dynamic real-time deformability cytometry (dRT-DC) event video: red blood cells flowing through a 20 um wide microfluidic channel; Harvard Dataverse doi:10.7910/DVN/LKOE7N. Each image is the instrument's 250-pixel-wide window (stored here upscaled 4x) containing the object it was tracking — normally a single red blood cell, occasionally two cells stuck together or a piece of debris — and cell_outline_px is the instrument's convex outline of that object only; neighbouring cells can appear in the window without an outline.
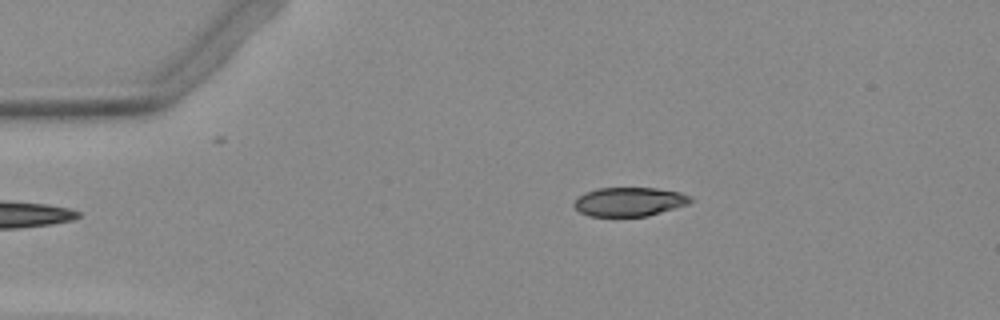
{"species": "Egyptian fruit bat (a non-hibernating species)", "species_latin": "Rousettus aegyptiacus", "temperature_condition": "warm", "stored_images_in_passage": 36, "camera_frame_rate_fps": 3000, "um_per_image_px": 0.085, "animal": {"sex": "female"}, "frame": {"image": 1, "passage_image": 1, "time_ms": 0.0, "image_size_px": [1000, 320], "cell_outline_px": [[692, 200], [688, 204], [648, 216], [588, 216], [580, 212], [572, 204], [584, 192], [600, 188], [656, 188], [680, 192], [692, 196]], "centroid_in_image_um": [53.5, 17.14], "position_along_channel_um": 31.5, "area_um2": 19.59}}
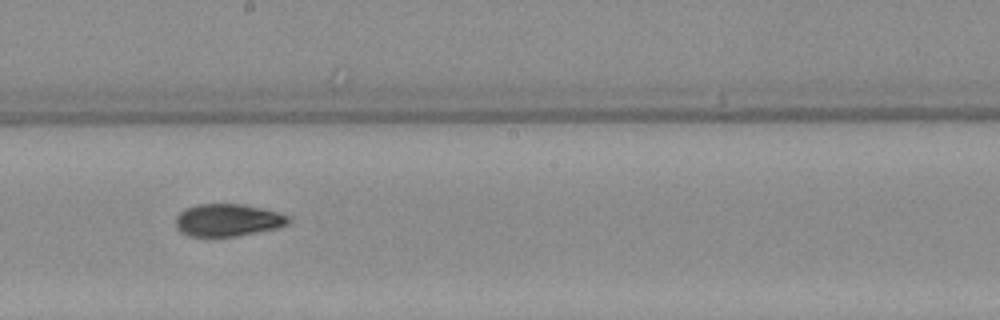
{"frame": {"image": 2, "passage_image": 20, "time_ms": 6.333, "image_size_px": [1000, 320], "cell_outline_px": [[292, 220], [288, 224], [276, 228], [236, 236], [188, 236], [180, 232], [176, 228], [176, 216], [184, 208], [196, 204], [244, 204], [280, 212], [288, 216]], "centroid_in_image_um": [19.35, 18.7], "position_along_channel_um": 228.8, "area_um2": 21.44}}
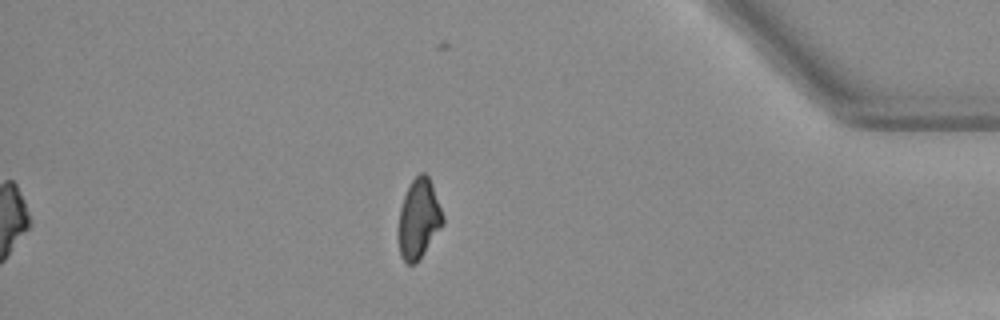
{"frame": {"image": 3, "passage_image": 36, "time_ms": 11.667, "image_size_px": [1000, 320], "cell_outline_px": [[444, 224], [420, 256], [412, 264], [408, 264], [400, 256], [400, 208], [404, 196], [412, 180], [420, 172], [424, 172], [428, 176], [444, 216]], "centroid_in_image_um": [35.61, 18.56], "position_along_channel_um": 399.6, "area_um2": 19.77}}